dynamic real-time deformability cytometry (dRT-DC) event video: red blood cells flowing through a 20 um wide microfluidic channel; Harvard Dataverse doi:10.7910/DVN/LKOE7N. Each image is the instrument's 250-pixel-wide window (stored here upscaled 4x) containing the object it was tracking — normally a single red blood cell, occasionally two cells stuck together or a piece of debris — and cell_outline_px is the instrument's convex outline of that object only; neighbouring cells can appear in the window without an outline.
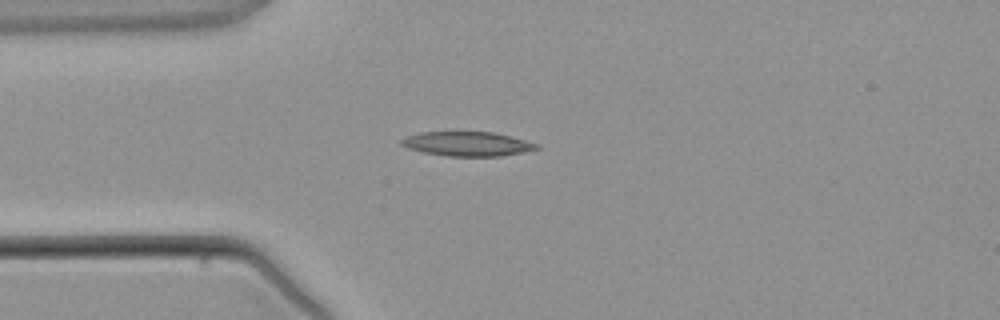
{"species": "common noctule bat (a hibernating species)", "species_latin": "Nyctalus noctula", "temperature_condition": "warm", "stored_images_in_passage": 2, "camera_frame_rate_fps": 3000, "um_per_image_px": 0.085, "animal": {"sex": "male", "body_mass_g": 21.5, "forearm_length_mm": 52.0}, "frame": {"image": 1, "passage_image": 2, "time_ms": 1.333, "image_size_px": [1000, 320], "cell_outline_px": [[540, 148], [524, 152], [500, 156], [448, 156], [424, 152], [408, 148], [400, 144], [400, 140], [408, 136], [420, 132], [496, 132], [540, 144]], "centroid_in_image_um": [39.76, 12.22], "position_along_channel_um": 45.2, "area_um2": 19.19}}